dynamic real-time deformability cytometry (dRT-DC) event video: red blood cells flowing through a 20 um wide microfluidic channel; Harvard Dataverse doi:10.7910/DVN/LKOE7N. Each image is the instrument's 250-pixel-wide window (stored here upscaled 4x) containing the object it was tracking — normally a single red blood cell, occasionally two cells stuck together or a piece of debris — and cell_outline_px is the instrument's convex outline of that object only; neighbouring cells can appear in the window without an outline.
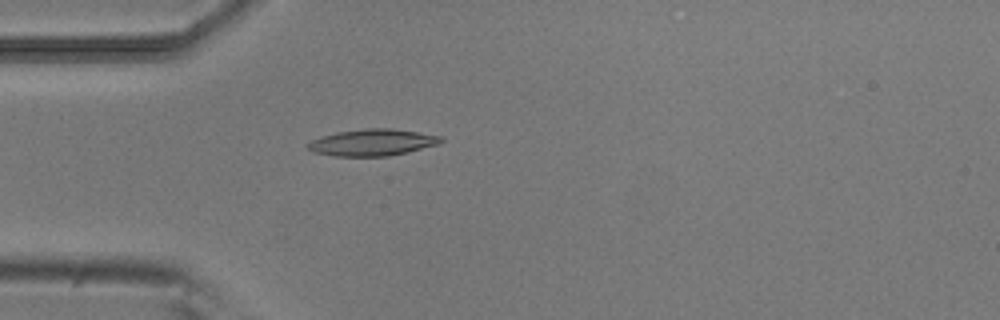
{"species": "common noctule bat (a hibernating species)", "species_latin": "Nyctalus noctula", "temperature_condition": "room temperature", "stored_images_in_passage": 49, "camera_frame_rate_fps": 3000, "um_per_image_px": 0.085, "animal": {"sex": "male", "body_mass_g": 20.5, "forearm_length_mm": 52.5}, "frame": {"image": 1, "passage_image": 12, "time_ms": 3.667, "image_size_px": [1000, 320], "cell_outline_px": [[444, 140], [440, 144], [388, 156], [336, 156], [312, 152], [304, 144], [320, 136], [336, 132], [364, 128], [392, 128], [444, 136]], "centroid_in_image_um": [31.65, 12.1], "position_along_channel_um": 53.4, "area_um2": 20.87}}
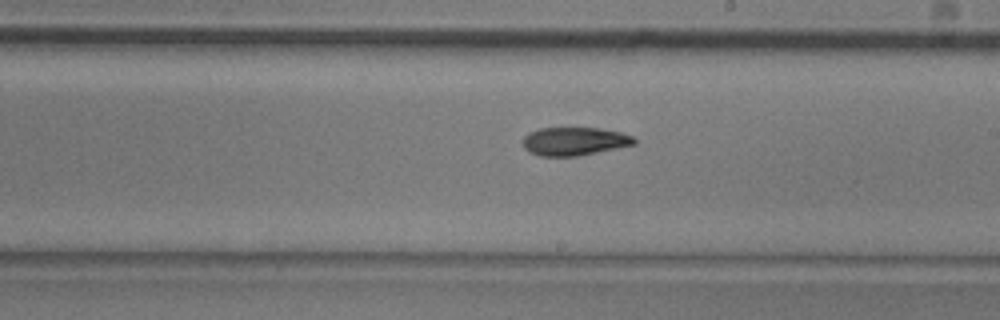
{"frame": {"image": 2, "passage_image": 27, "time_ms": 8.667, "image_size_px": [1000, 320], "cell_outline_px": [[636, 144], [576, 156], [540, 156], [528, 152], [524, 148], [524, 136], [528, 132], [540, 128], [596, 128], [620, 132], [632, 136], [636, 140]], "centroid_in_image_um": [48.79, 12.01], "position_along_channel_um": 240.2, "area_um2": 18.21}}
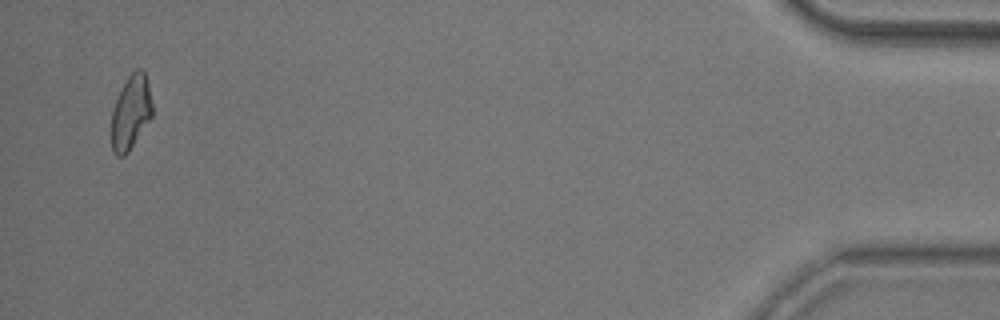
{"frame": {"image": 3, "passage_image": 48, "time_ms": 15.667, "image_size_px": [1000, 320], "cell_outline_px": [[152, 116], [128, 152], [124, 156], [116, 156], [112, 152], [112, 108], [128, 76], [136, 68], [140, 68], [144, 72], [148, 84], [152, 104]], "centroid_in_image_um": [11.11, 9.56], "position_along_channel_um": 424.1, "area_um2": 17.4}, "authors_computed_cell_mechanics": {"area_um2": 18.7272, "velocity_mm_per_s": 3.8468, "shape_relaxation_time_tau1_ms": 5.7704, "shape_relaxation_time_tau2_ms": null, "deformation_change_tau1": 0.1643, "deformation_change_tau2": null}}